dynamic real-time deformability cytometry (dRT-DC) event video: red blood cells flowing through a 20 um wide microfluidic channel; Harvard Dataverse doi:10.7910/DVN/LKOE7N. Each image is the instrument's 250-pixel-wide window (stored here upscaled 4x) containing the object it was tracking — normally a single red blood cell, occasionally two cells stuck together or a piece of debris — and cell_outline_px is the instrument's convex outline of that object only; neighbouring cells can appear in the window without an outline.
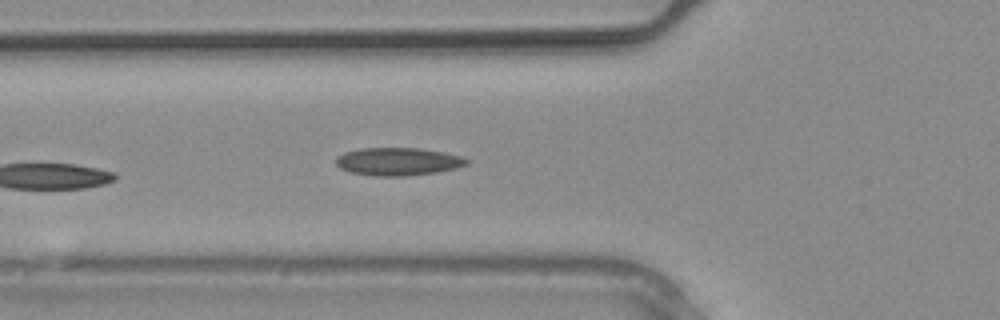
{"species": "common noctule bat (a hibernating species)", "species_latin": "Nyctalus noctula", "temperature_condition": "warm", "stored_images_in_passage": 11, "camera_frame_rate_fps": 3000, "um_per_image_px": 0.085, "animal": {"sex": "male", "body_mass_g": 20.4}, "frame": {"image": 1, "passage_image": 11, "time_ms": 3.333, "image_size_px": [1000, 320], "cell_outline_px": [[472, 160], [468, 164], [456, 168], [436, 172], [404, 176], [376, 176], [348, 172], [340, 168], [336, 164], [336, 156], [344, 152], [360, 148], [420, 148], [444, 152], [460, 156]], "centroid_in_image_um": [33.82, 13.73], "position_along_channel_um": 92.0, "area_um2": 21.39}}